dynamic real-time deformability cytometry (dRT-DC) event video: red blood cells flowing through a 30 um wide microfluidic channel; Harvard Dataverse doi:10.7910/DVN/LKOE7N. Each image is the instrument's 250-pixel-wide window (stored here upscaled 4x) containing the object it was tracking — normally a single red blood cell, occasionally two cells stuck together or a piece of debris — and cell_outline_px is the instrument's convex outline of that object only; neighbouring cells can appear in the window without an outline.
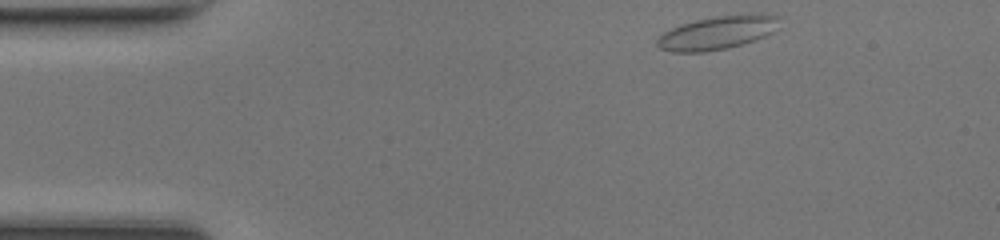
{"species": "common noctule bat (a hibernating species)", "species_latin": "Nyctalus noctula", "temperature_condition": "room temperature", "stored_images_in_passage": 15, "camera_frame_rate_fps": 3000, "um_per_image_px": 0.085, "animal": {"sex": "female", "body_mass_g": 17.0, "forearm_length_mm": 48.0}, "frame": {"image": 1, "passage_image": 1, "time_ms": 0.0, "image_size_px": [1000, 240], "cell_outline_px": [[780, 16], [772, 32], [764, 36], [728, 48], [704, 52], [672, 52], [660, 48], [656, 44], [656, 40], [664, 32], [672, 28], [696, 20], [720, 16], [748, 12]], "centroid_in_image_um": [60.96, 2.77], "position_along_channel_um": 24.0, "area_um2": 23.47}}
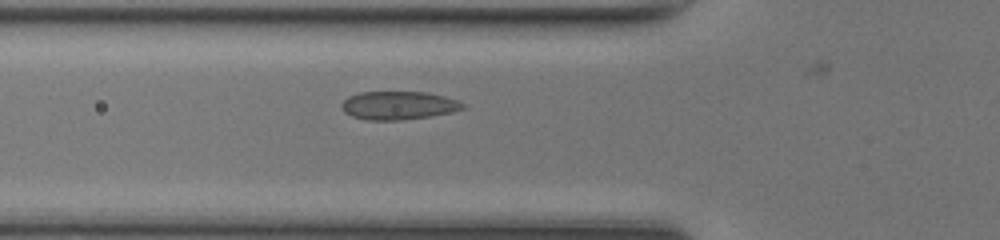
{"frame": {"image": 2, "passage_image": 11, "time_ms": 3.333, "image_size_px": [1000, 240], "cell_outline_px": [[468, 108], [452, 112], [428, 116], [400, 120], [368, 120], [352, 116], [344, 112], [340, 108], [340, 104], [348, 96], [360, 92], [428, 92], [444, 96], [456, 100], [464, 104]], "centroid_in_image_um": [33.85, 8.96], "position_along_channel_um": 91.9, "area_um2": 20.06}}
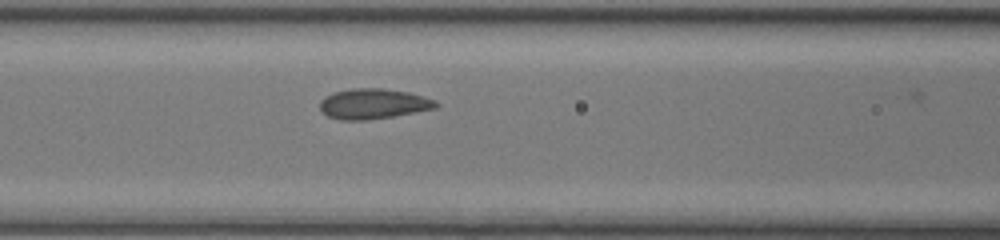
{"frame": {"image": 3, "passage_image": 14, "time_ms": 4.333, "image_size_px": [1000, 240], "cell_outline_px": [[440, 104], [436, 108], [392, 116], [364, 120], [340, 120], [328, 116], [320, 112], [320, 100], [324, 96], [332, 92], [352, 88], [384, 88], [408, 92], [424, 96], [436, 100]], "centroid_in_image_um": [31.7, 8.81], "position_along_channel_um": 134.9, "area_um2": 20.63}}